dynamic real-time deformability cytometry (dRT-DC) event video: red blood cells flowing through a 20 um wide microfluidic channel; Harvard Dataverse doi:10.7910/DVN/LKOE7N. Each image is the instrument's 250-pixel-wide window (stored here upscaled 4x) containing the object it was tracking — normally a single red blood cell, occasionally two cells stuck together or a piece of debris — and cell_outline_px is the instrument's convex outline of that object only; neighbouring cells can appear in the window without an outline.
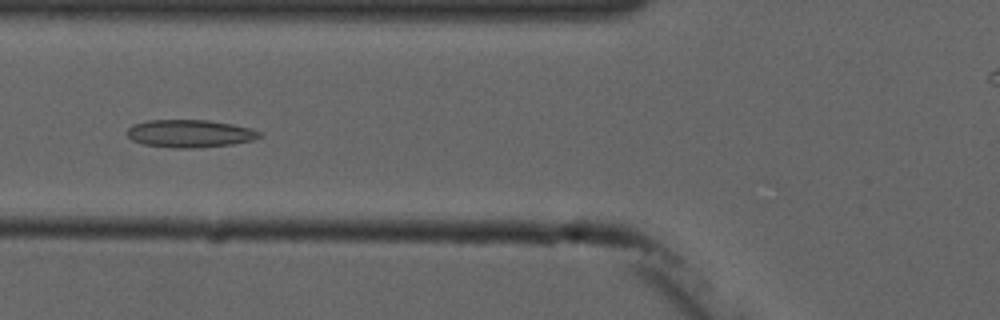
{"species": "common noctule bat (a hibernating species)", "species_latin": "Nyctalus noctula", "temperature_condition": "cold", "stored_images_in_passage": 8, "camera_frame_rate_fps": 3000, "um_per_image_px": 0.085, "animal": {"sex": "male", "forearm_length_mm": 52.5}, "frame": {"image": 1, "passage_image": 6, "time_ms": 5.667, "image_size_px": [1000, 320], "cell_outline_px": [[264, 132], [260, 136], [252, 140], [232, 144], [192, 148], [172, 148], [144, 144], [132, 140], [128, 136], [128, 128], [132, 124], [148, 120], [208, 120], [232, 124], [252, 128]], "centroid_in_image_um": [16.15, 11.34], "position_along_channel_um": 109.6, "area_um2": 21.39}}
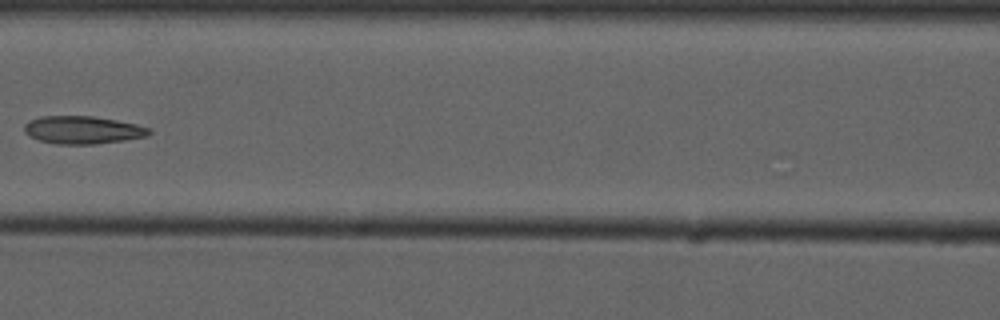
{"frame": {"image": 2, "passage_image": 7, "time_ms": 7.0, "image_size_px": [1000, 320], "cell_outline_px": [[152, 132], [148, 136], [124, 140], [96, 144], [56, 144], [40, 140], [24, 132], [24, 124], [28, 120], [40, 116], [92, 116], [116, 120], [136, 124], [152, 128]], "centroid_in_image_um": [7.05, 11.04], "position_along_channel_um": 159.6, "area_um2": 20.29}}
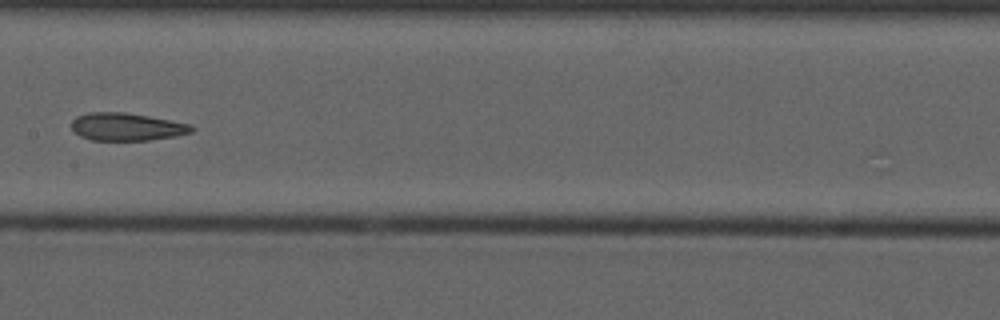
{"frame": {"image": 3, "passage_image": 8, "time_ms": 8.0, "image_size_px": [1000, 320], "cell_outline_px": [[196, 128], [192, 132], [176, 136], [148, 140], [92, 140], [80, 136], [72, 132], [72, 120], [76, 116], [88, 112], [124, 112], [148, 116], [192, 124]], "centroid_in_image_um": [10.76, 10.77], "position_along_channel_um": 196.6, "area_um2": 19.54}}